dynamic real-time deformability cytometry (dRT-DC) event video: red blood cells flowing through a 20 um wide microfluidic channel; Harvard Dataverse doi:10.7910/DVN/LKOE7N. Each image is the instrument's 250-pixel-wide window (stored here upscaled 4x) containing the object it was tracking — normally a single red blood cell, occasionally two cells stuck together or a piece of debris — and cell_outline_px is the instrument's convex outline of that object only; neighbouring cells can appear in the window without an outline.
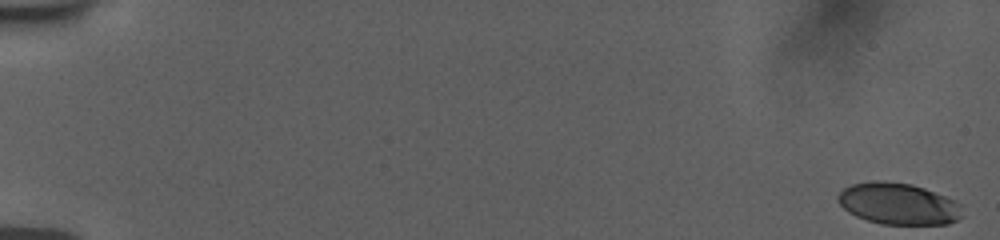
{"species": "human", "species_latin": "Homo sapiens", "temperature_condition": "room temperature", "stored_images_in_passage": 56, "camera_frame_rate_fps": 3000, "um_per_image_px": 0.085, "donor": {"sex": "female"}, "frame": {"image": 1, "passage_image": 1, "time_ms": 0.0, "image_size_px": [1000, 240], "cell_outline_px": [[964, 216], [948, 224], [880, 224], [856, 216], [848, 212], [836, 200], [836, 196], [844, 188], [852, 184], [876, 180], [880, 180], [912, 184], [924, 188], [956, 200], [960, 204]], "centroid_in_image_um": [76.37, 17.32], "position_along_channel_um": 8.6, "area_um2": 30.29}}
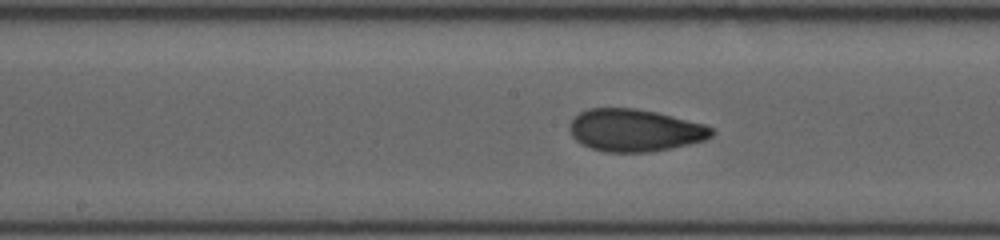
{"frame": {"image": 2, "passage_image": 31, "time_ms": 10.0, "image_size_px": [1000, 240], "cell_outline_px": [[716, 132], [712, 136], [704, 140], [672, 148], [652, 152], [604, 152], [580, 144], [572, 136], [568, 128], [568, 124], [580, 112], [588, 108], [636, 108], [656, 112], [704, 124], [712, 128]], "centroid_in_image_um": [53.94, 11.08], "position_along_channel_um": 194.3, "area_um2": 35.2}}
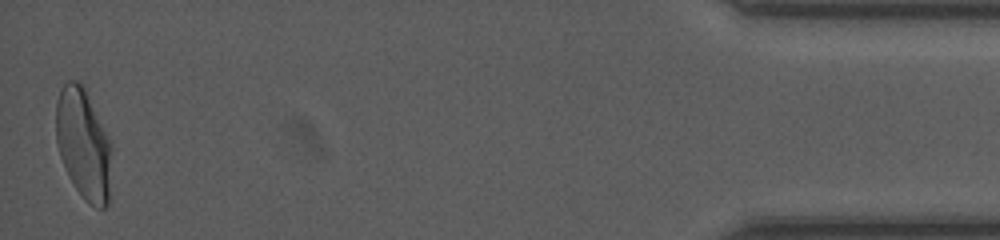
{"frame": {"image": 3, "passage_image": 56, "time_ms": 18.333, "image_size_px": [1000, 240], "cell_outline_px": [[112, 148], [108, 204], [104, 208], [100, 208], [88, 204], [84, 200], [76, 188], [60, 156], [56, 140], [56, 100], [60, 88], [68, 80], [80, 80], [112, 144]], "centroid_in_image_um": [7.09, 12.23], "position_along_channel_um": 428.1, "area_um2": 35.72}, "authors_computed_cell_mechanics": {"area_um2": 33.7552, "velocity_mm_per_s": 3.7671, "shape_relaxation_time_tau1_ms": 5.4182, "shape_relaxation_time_tau2_ms": 1.0051, "deformation_change_tau1": 0.1965, "deformation_change_tau2": 0.0621}}